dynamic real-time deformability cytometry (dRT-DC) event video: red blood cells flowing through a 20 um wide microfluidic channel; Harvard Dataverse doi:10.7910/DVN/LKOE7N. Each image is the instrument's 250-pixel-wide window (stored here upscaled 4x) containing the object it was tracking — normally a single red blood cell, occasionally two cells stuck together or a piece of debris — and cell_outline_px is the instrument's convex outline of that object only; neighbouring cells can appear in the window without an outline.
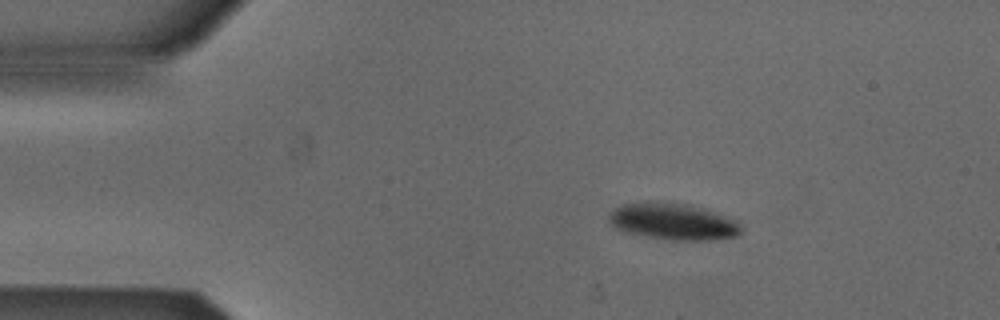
{"species": "Egyptian fruit bat (a non-hibernating species)", "species_latin": "Rousettus aegyptiacus", "temperature_condition": "cold", "stored_images_in_passage": 45, "camera_frame_rate_fps": 3000, "um_per_image_px": 0.085, "animal": {"sex": "male"}, "frame": {"image": 1, "passage_image": 1, "time_ms": 0.0, "image_size_px": [1000, 320], "cell_outline_px": [[740, 232], [736, 236], [712, 240], [672, 240], [648, 236], [628, 232], [616, 228], [608, 224], [608, 216], [620, 204], [644, 200], [660, 200], [688, 204], [704, 208], [736, 220], [740, 228]], "centroid_in_image_um": [57.16, 18.79], "position_along_channel_um": 27.8, "area_um2": 28.5}}
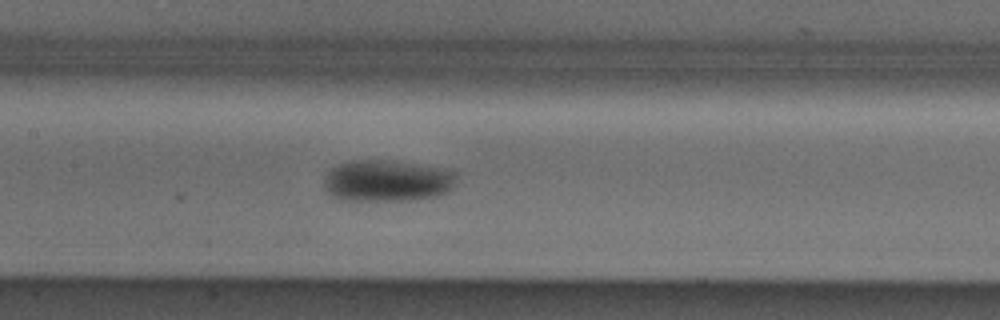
{"frame": {"image": 2, "passage_image": 17, "time_ms": 5.333, "image_size_px": [1000, 320], "cell_outline_px": [[460, 172], [456, 184], [448, 192], [436, 196], [412, 200], [340, 200], [324, 192], [324, 176], [332, 168], [340, 164], [352, 160], [380, 160], [452, 168]], "centroid_in_image_um": [32.97, 15.36], "position_along_channel_um": 174.4, "area_um2": 32.77}}
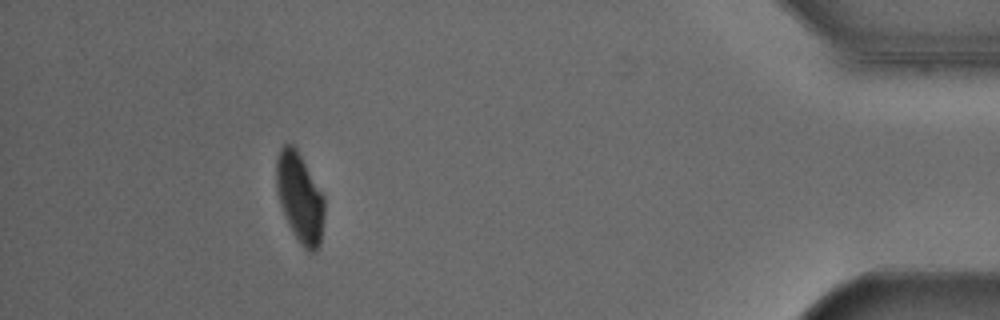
{"frame": {"image": 3, "passage_image": 40, "time_ms": 13.0, "image_size_px": [1000, 320], "cell_outline_px": [[324, 216], [320, 244], [316, 252], [308, 252], [300, 244], [292, 232], [284, 216], [280, 204], [276, 188], [276, 160], [280, 148], [284, 144], [292, 144], [296, 148], [324, 196]], "centroid_in_image_um": [25.48, 16.83], "position_along_channel_um": 409.7, "area_um2": 25.14}, "authors_computed_cell_mechanics": {"area_um2": 29.9404, "velocity_mm_per_s": 3.8586, "shape_relaxation_time_tau1_ms": 4.3435, "shape_relaxation_time_tau2_ms": null, "deformation_change_tau1": 0.1103, "deformation_change_tau2": null}}